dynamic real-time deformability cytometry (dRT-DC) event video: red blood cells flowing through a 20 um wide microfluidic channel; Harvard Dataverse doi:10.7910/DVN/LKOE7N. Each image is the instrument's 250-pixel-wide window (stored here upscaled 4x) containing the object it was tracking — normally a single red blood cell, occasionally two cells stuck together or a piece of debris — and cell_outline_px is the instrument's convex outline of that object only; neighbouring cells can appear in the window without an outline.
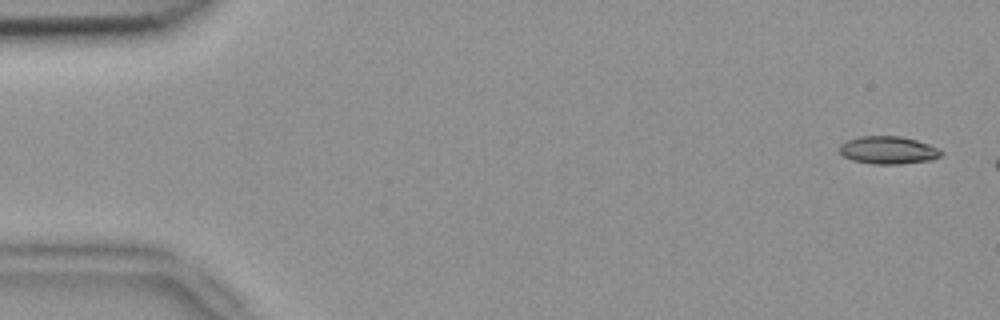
{"species": "common noctule bat (a hibernating species)", "species_latin": "Nyctalus noctula", "temperature_condition": "room temperature", "stored_images_in_passage": 3, "camera_frame_rate_fps": 3000, "um_per_image_px": 0.085, "animal": {"sex": "female", "body_mass_g": 18.4}, "frame": {"image": 1, "passage_image": 1, "time_ms": 0.0, "image_size_px": [1000, 320], "cell_outline_px": [[944, 152], [940, 156], [932, 160], [900, 164], [872, 164], [852, 160], [844, 156], [840, 152], [840, 144], [848, 140], [860, 136], [900, 136], [916, 140], [928, 144]], "centroid_in_image_um": [75.49, 12.77], "position_along_channel_um": 9.5, "area_um2": 16.36}}